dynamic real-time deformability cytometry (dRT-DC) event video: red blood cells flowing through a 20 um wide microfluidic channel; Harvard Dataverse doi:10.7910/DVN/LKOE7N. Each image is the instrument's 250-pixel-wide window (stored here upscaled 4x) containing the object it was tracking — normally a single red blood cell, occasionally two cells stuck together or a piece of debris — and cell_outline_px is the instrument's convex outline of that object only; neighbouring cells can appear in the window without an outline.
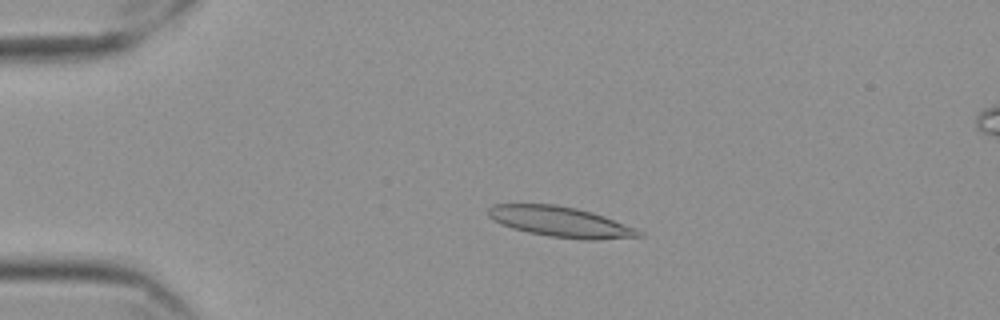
{"species": "Egyptian fruit bat (a non-hibernating species)", "species_latin": "Rousettus aegyptiacus", "temperature_condition": "cold", "stored_images_in_passage": 58, "camera_frame_rate_fps": 3000, "um_per_image_px": 0.085, "frame": {"image": 1, "passage_image": 13, "time_ms": 4.0, "image_size_px": [1000, 320], "cell_outline_px": [[644, 236], [596, 240], [584, 240], [548, 236], [528, 232], [512, 228], [500, 224], [488, 216], [488, 208], [492, 204], [552, 204], [576, 208], [592, 212], [604, 216], [636, 228], [644, 232]], "centroid_in_image_um": [47.66, 18.86], "position_along_channel_um": 37.3, "area_um2": 26.76}}
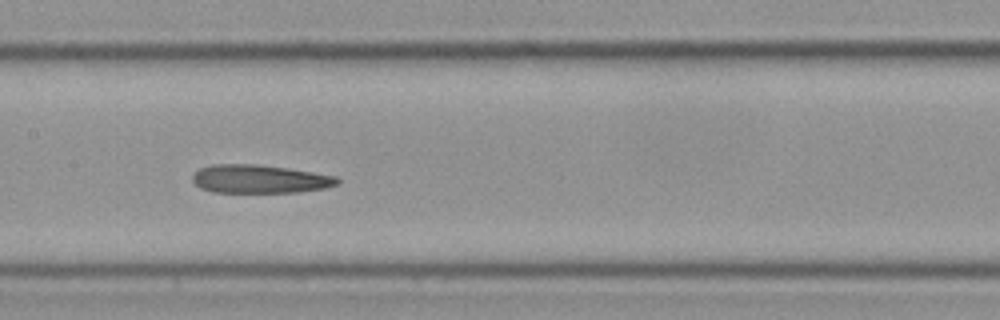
{"frame": {"image": 2, "passage_image": 29, "time_ms": 9.333, "image_size_px": [1000, 320], "cell_outline_px": [[340, 184], [324, 188], [296, 192], [212, 192], [200, 188], [192, 180], [192, 176], [200, 168], [212, 164], [256, 164], [288, 168], [336, 176], [340, 180]], "centroid_in_image_um": [22.07, 15.21], "position_along_channel_um": 185.3, "area_um2": 23.93}}
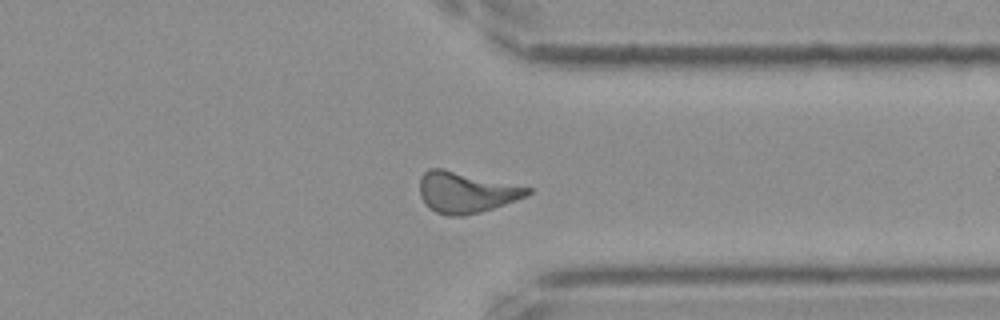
{"frame": {"image": 3, "passage_image": 45, "time_ms": 14.667, "image_size_px": [1000, 320], "cell_outline_px": [[532, 192], [528, 196], [480, 212], [464, 216], [444, 216], [428, 208], [424, 204], [420, 196], [420, 176], [428, 168], [440, 168], [532, 188]], "centroid_in_image_um": [39.57, 16.36], "position_along_channel_um": 371.8, "area_um2": 25.72}, "authors_computed_cell_mechanics": {"area_um2": 25.2586, "velocity_mm_per_s": 3.5207, "shape_relaxation_time_tau1_ms": null, "shape_relaxation_time_tau2_ms": 4.6233, "deformation_change_tau1": null, "deformation_change_tau2": 0.1496}}